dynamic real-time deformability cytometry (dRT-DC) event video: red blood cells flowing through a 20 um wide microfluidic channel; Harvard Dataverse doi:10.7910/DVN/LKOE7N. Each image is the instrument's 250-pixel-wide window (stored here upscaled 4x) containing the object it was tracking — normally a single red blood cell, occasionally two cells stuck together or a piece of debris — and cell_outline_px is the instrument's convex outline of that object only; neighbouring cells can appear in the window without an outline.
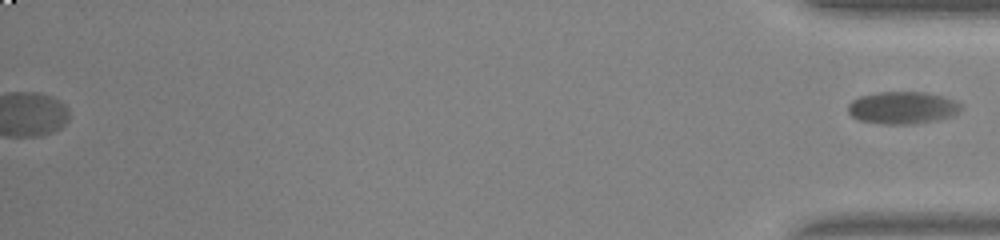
{"species": "common noctule bat (a hibernating species)", "species_latin": "Nyctalus noctula", "temperature_condition": "warm", "stored_images_in_passage": 39, "segment_of_instrument_passage": [2, 2], "camera_frame_rate_fps": 3000, "um_per_image_px": 0.085, "animal": {"sex": "male", "body_mass_g": 20.0, "forearm_length_mm": 53.3}, "frame": {"image": 1, "passage_image": 39, "time_ms": 12.667, "image_size_px": [1000, 240], "cell_outline_px": [[964, 108], [960, 112], [952, 116], [936, 120], [912, 124], [880, 124], [860, 120], [852, 116], [848, 112], [848, 104], [852, 100], [860, 96], [880, 92], [924, 92], [944, 96], [960, 104]], "centroid_in_image_um": [76.72, 9.16], "position_along_channel_um": 358.5, "area_um2": 21.33}}